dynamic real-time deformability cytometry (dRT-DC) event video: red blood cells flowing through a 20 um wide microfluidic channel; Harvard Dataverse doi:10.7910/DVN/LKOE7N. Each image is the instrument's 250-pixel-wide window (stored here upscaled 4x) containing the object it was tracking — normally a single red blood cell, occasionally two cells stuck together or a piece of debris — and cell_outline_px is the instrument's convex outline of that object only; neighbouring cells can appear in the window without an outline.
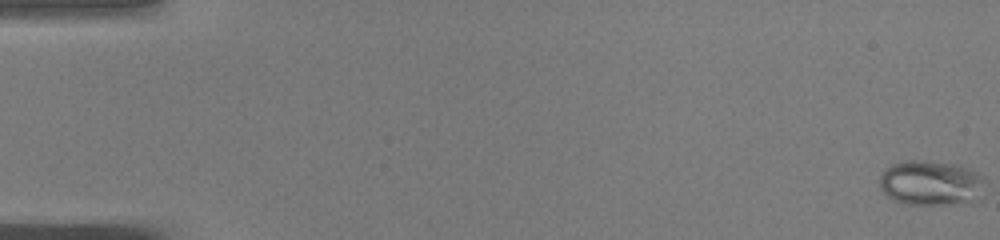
{"species": "common noctule bat (a hibernating species)", "species_latin": "Nyctalus noctula", "temperature_condition": "warm", "stored_images_in_passage": 51, "camera_frame_rate_fps": 3000, "um_per_image_px": 0.085, "animal": {"sex": "male", "body_mass_g": 19.0, "forearm_length_mm": 50.8}, "frame": {"image": 1, "passage_image": 1, "time_ms": 0.0, "image_size_px": [1000, 240], "cell_outline_px": [[984, 180], [968, 200], [944, 204], [908, 204], [896, 200], [888, 196], [880, 188], [880, 176], [892, 164], [904, 160], [924, 160], [952, 164], [968, 168], [984, 176]], "centroid_in_image_um": [78.99, 15.5], "position_along_channel_um": 6.0, "area_um2": 26.36}}
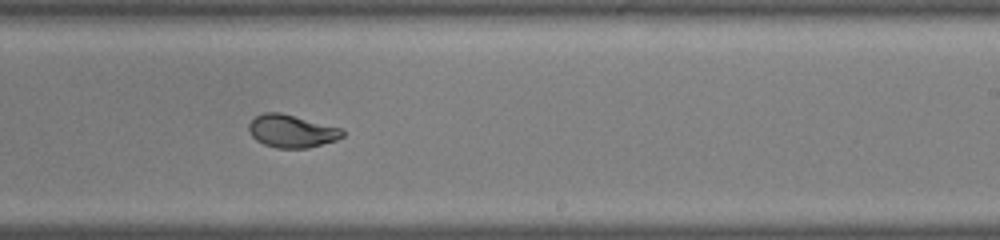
{"frame": {"image": 2, "passage_image": 32, "time_ms": 10.333, "image_size_px": [1000, 240], "cell_outline_px": [[344, 136], [336, 140], [308, 148], [276, 148], [264, 144], [256, 140], [252, 136], [248, 128], [248, 124], [256, 116], [264, 112], [280, 112], [344, 128]], "centroid_in_image_um": [24.82, 11.14], "position_along_channel_um": 264.2, "area_um2": 18.03}}
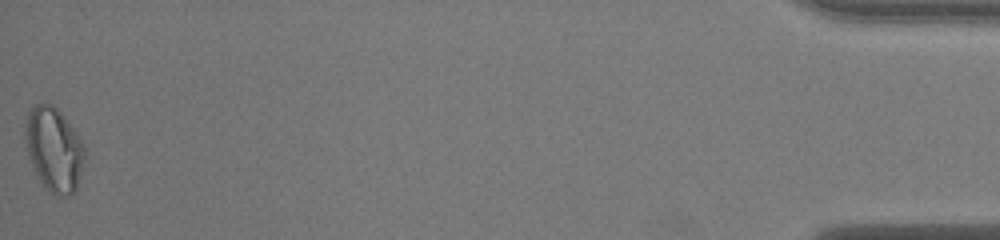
{"frame": {"image": 3, "passage_image": 51, "time_ms": 16.667, "image_size_px": [1000, 240], "cell_outline_px": [[84, 160], [76, 188], [72, 196], [56, 196], [44, 188], [32, 164], [28, 152], [28, 112], [36, 104], [52, 104], [60, 112], [80, 140], [84, 148]], "centroid_in_image_um": [4.62, 12.76], "position_along_channel_um": 430.6, "area_um2": 27.86}}